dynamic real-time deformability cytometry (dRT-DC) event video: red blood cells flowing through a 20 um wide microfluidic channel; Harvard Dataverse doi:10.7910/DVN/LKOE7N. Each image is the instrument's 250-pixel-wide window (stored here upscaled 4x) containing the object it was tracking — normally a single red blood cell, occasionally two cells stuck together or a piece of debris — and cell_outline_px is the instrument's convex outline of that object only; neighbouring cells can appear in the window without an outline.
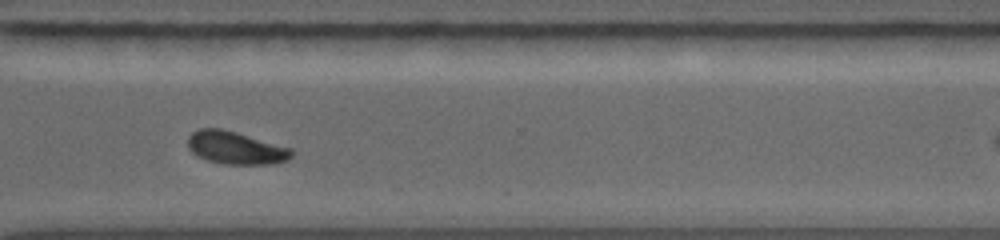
{"species": "common noctule bat (a hibernating species)", "species_latin": "Nyctalus noctula", "temperature_condition": "warm", "stored_images_in_passage": 16, "camera_frame_rate_fps": 5000, "um_per_image_px": 0.085, "animal": {"sex": "female", "body_mass_g": 19.0, "forearm_length_mm": 56.7}, "frame": {"image": 1, "passage_image": 14, "time_ms": 8.6, "image_size_px": [1000, 240], "cell_outline_px": [[292, 156], [288, 160], [272, 164], [224, 164], [208, 160], [192, 152], [188, 148], [188, 136], [192, 132], [200, 128], [220, 128], [236, 132], [292, 148]], "centroid_in_image_um": [20.04, 12.56], "position_along_channel_um": 350.6, "area_um2": 19.71}}